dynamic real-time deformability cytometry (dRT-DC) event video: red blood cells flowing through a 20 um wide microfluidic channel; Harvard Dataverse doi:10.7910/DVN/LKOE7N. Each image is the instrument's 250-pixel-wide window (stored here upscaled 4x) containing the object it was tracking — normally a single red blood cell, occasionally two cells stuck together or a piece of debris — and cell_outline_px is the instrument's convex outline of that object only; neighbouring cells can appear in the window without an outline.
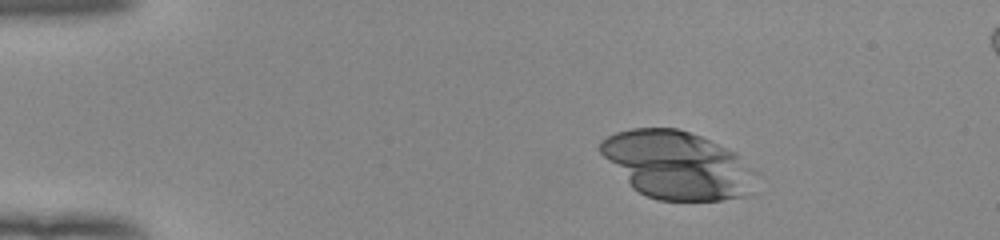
{"species": "human", "species_latin": "Homo sapiens", "temperature_condition": "room temperature", "stored_images_in_passage": 44, "camera_frame_rate_fps": 3000, "um_per_image_px": 0.085, "donor": {"sex": "female"}, "frame": {"image": 1, "passage_image": 1, "time_ms": 0.0, "image_size_px": [1000, 240], "cell_outline_px": [[744, 196], [720, 200], [660, 200], [648, 196], [632, 188], [600, 152], [600, 140], [616, 132], [632, 128], [676, 128], [700, 136], [736, 152]], "centroid_in_image_um": [57.26, 13.97], "position_along_channel_um": 27.7, "area_um2": 57.86}}